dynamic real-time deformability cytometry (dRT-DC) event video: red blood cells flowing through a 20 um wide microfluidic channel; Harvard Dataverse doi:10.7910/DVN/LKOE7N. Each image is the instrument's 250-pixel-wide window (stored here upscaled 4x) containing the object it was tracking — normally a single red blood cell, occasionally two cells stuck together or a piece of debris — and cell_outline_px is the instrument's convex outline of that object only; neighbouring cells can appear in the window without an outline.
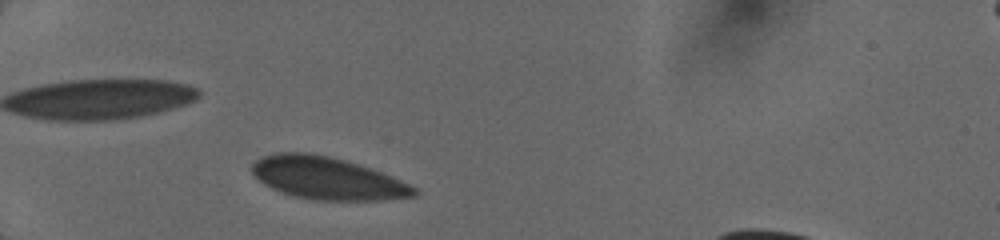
{"species": "human", "species_latin": "Homo sapiens", "temperature_condition": "cold", "stored_images_in_passage": 13, "camera_frame_rate_fps": 3000, "um_per_image_px": 0.085, "donor": {"sex": "female"}, "frame": {"image": 1, "passage_image": 1, "time_ms": 0.0, "image_size_px": [1000, 240], "cell_outline_px": [[420, 192], [416, 196], [384, 200], [312, 200], [292, 196], [280, 192], [264, 184], [252, 172], [252, 164], [260, 156], [272, 152], [312, 152], [332, 156], [348, 160], [360, 164], [392, 176], [416, 188]], "centroid_in_image_um": [27.81, 15.13], "position_along_channel_um": 57.2, "area_um2": 40.58}}
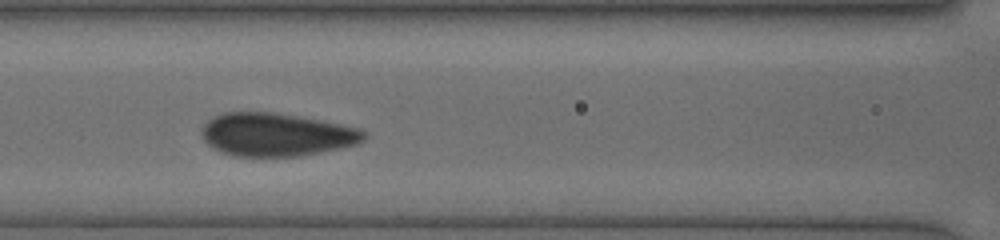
{"frame": {"image": 2, "passage_image": 5, "time_ms": 2.667, "image_size_px": [1000, 240], "cell_outline_px": [[368, 136], [360, 144], [320, 152], [296, 156], [232, 156], [220, 152], [212, 148], [200, 136], [200, 128], [212, 116], [224, 112], [272, 112], [320, 120], [360, 128], [368, 132]], "centroid_in_image_um": [23.47, 11.44], "position_along_channel_um": 143.1, "area_um2": 41.15}}
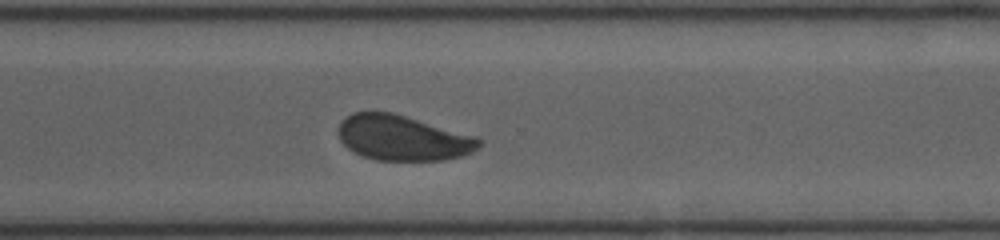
{"frame": {"image": 3, "passage_image": 13, "time_ms": 7.333, "image_size_px": [1000, 240], "cell_outline_px": [[484, 144], [472, 152], [464, 156], [444, 160], [376, 160], [352, 152], [340, 140], [340, 124], [352, 112], [392, 112], [476, 136], [484, 140]], "centroid_in_image_um": [34.3, 11.73], "position_along_channel_um": 336.3, "area_um2": 37.05}}